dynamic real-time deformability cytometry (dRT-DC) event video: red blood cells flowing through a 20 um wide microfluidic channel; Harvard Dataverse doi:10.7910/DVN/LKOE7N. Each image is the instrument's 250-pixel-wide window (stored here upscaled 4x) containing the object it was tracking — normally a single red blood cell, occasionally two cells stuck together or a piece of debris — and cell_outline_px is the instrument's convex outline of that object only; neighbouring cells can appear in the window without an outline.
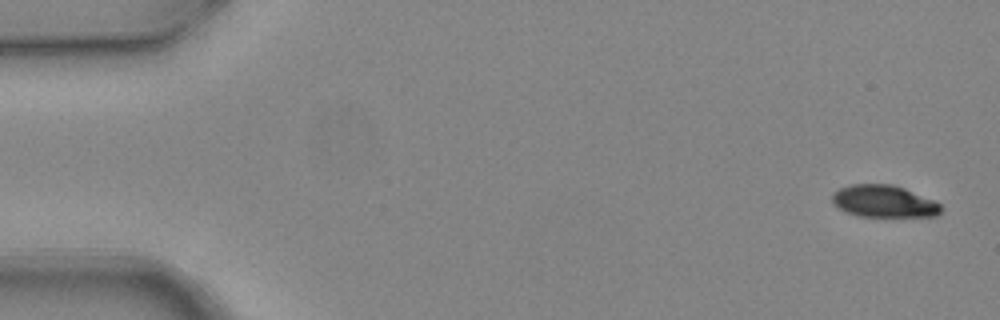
{"species": "common noctule bat (a hibernating species)", "species_latin": "Nyctalus noctula", "temperature_condition": "warm", "stored_images_in_passage": 4, "camera_frame_rate_fps": 3000, "um_per_image_px": 0.085, "animal": {"sex": "female", "body_mass_g": 24.6, "forearm_length_mm": 56.2}, "frame": {"image": 1, "passage_image": 1, "time_ms": 0.0, "image_size_px": [1000, 320], "cell_outline_px": [[940, 212], [936, 216], [860, 216], [848, 212], [832, 204], [832, 192], [840, 188], [852, 184], [892, 184], [904, 188], [932, 200], [940, 204]], "centroid_in_image_um": [75.08, 17.1], "position_along_channel_um": 9.9, "area_um2": 20.06}}
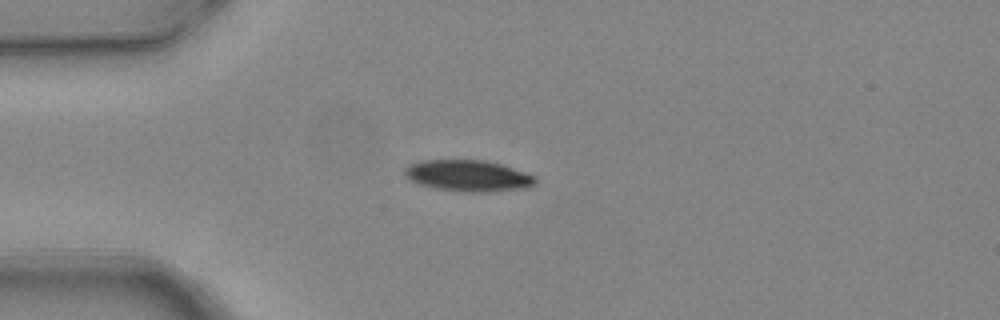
{"frame": {"image": 2, "passage_image": 4, "time_ms": 1.0, "image_size_px": [1000, 320], "cell_outline_px": [[536, 184], [528, 188], [488, 192], [468, 192], [436, 188], [420, 184], [404, 176], [404, 168], [408, 164], [424, 160], [484, 160], [500, 164], [536, 176]], "centroid_in_image_um": [39.8, 14.94], "position_along_channel_um": 45.2, "area_um2": 23.81}}